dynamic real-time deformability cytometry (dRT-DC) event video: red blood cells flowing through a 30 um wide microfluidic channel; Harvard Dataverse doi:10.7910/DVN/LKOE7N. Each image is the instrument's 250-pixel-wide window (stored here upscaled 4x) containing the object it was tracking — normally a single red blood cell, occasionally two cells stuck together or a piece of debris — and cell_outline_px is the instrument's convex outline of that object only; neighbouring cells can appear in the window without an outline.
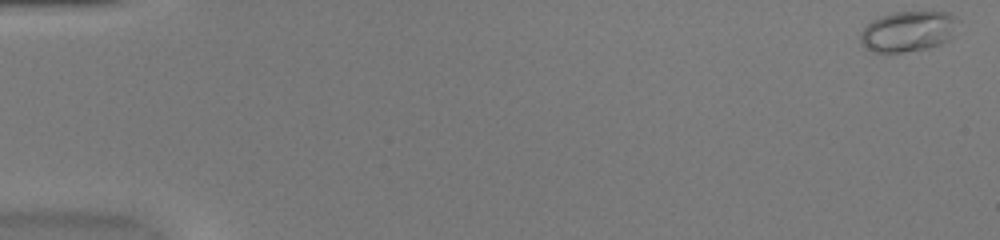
{"species": "common noctule bat (a hibernating species)", "species_latin": "Nyctalus noctula", "temperature_condition": "warm", "stored_images_in_passage": 52, "camera_frame_rate_fps": 3000, "um_per_image_px": 0.085, "animal": {"sex": "female", "body_mass_g": 20.0, "forearm_length_mm": 54.0}, "frame": {"image": 1, "passage_image": 1, "time_ms": 0.0, "image_size_px": [1000, 240], "cell_outline_px": [[960, 20], [952, 36], [948, 40], [940, 44], [928, 48], [900, 52], [872, 52], [860, 44], [860, 32], [872, 20], [880, 16], [892, 12], [952, 12]], "centroid_in_image_um": [77.2, 2.65], "position_along_channel_um": 7.8, "area_um2": 23.29}}
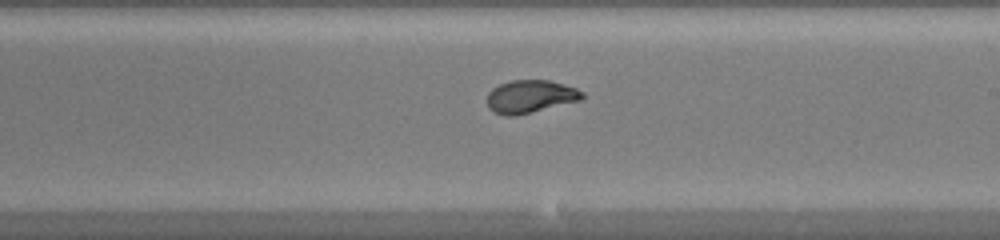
{"frame": {"image": 2, "passage_image": 31, "time_ms": 10.0, "image_size_px": [1000, 240], "cell_outline_px": [[584, 96], [580, 100], [512, 116], [508, 116], [492, 112], [488, 108], [488, 92], [492, 88], [500, 84], [512, 80], [548, 80], [576, 88], [584, 92]], "centroid_in_image_um": [45.05, 8.19], "position_along_channel_um": 244.0, "area_um2": 17.92}}
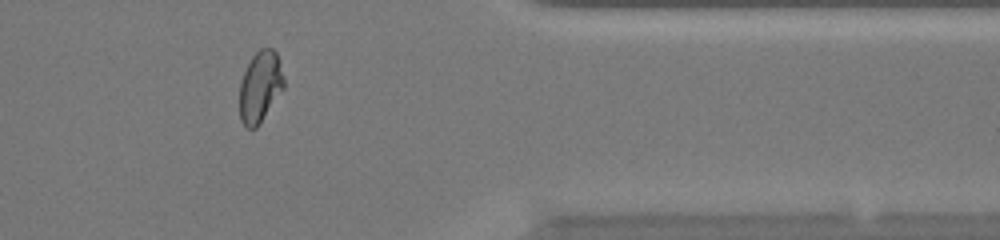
{"frame": {"image": 3, "passage_image": 43, "time_ms": 14.0, "image_size_px": [1000, 240], "cell_outline_px": [[284, 88], [260, 124], [256, 128], [248, 128], [240, 120], [240, 80], [252, 56], [260, 48], [272, 48], [276, 52], [284, 80]], "centroid_in_image_um": [22.11, 7.38], "position_along_channel_um": 389.3, "area_um2": 18.26}, "authors_computed_cell_mechanics": {"area_um2": 19.1029, "velocity_mm_per_s": 4.0363, "shape_relaxation_time_tau1_ms": 7.3881, "shape_relaxation_time_tau2_ms": null, "deformation_change_tau1": 0.2581, "deformation_change_tau2": null}}